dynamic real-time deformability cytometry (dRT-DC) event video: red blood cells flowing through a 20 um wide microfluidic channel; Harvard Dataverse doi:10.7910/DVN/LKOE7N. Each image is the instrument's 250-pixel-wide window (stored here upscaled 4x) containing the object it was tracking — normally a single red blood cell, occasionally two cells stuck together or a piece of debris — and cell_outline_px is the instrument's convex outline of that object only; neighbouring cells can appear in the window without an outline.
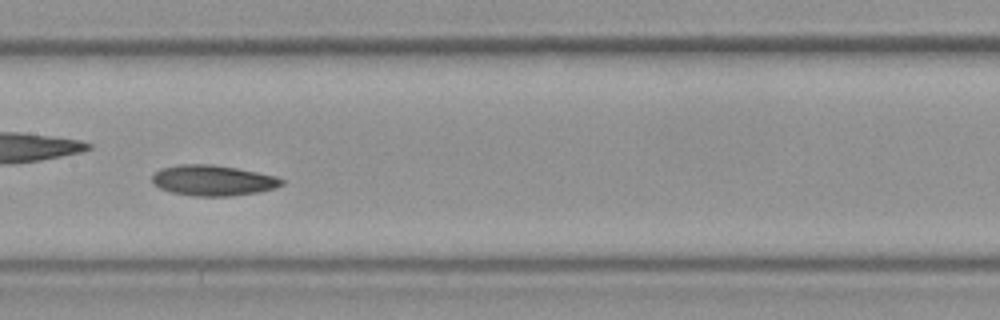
{"species": "Egyptian fruit bat (a non-hibernating species)", "species_latin": "Rousettus aegyptiacus", "temperature_condition": "room temperature", "stored_images_in_passage": 19, "camera_frame_rate_fps": 3000, "um_per_image_px": 0.085, "frame": {"image": 1, "passage_image": 9, "time_ms": 2.667, "image_size_px": [1000, 320], "cell_outline_px": [[284, 184], [276, 188], [260, 192], [228, 196], [192, 196], [172, 192], [160, 188], [152, 184], [152, 172], [160, 168], [180, 164], [212, 164], [236, 168], [276, 176], [284, 180]], "centroid_in_image_um": [18.08, 15.33], "position_along_channel_um": 189.3, "area_um2": 23.29}}
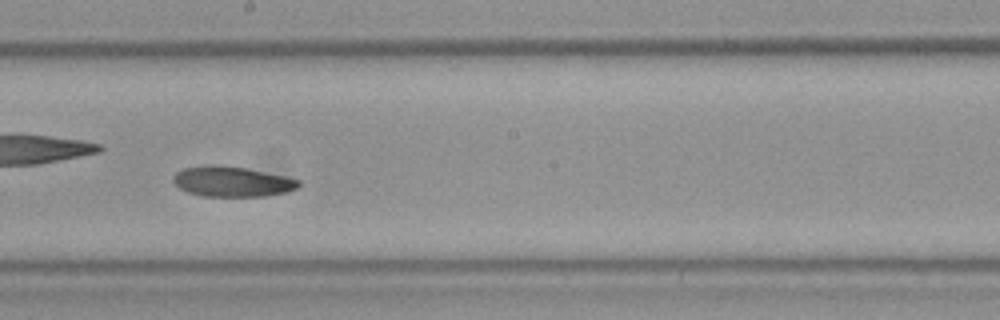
{"frame": {"image": 2, "passage_image": 11, "time_ms": 3.333, "image_size_px": [1000, 320], "cell_outline_px": [[300, 184], [296, 188], [288, 192], [264, 196], [204, 196], [188, 192], [180, 188], [172, 180], [172, 176], [176, 172], [184, 168], [204, 164], [216, 164], [244, 168], [284, 176], [300, 180]], "centroid_in_image_um": [19.69, 15.42], "position_along_channel_um": 228.5, "area_um2": 22.08}}